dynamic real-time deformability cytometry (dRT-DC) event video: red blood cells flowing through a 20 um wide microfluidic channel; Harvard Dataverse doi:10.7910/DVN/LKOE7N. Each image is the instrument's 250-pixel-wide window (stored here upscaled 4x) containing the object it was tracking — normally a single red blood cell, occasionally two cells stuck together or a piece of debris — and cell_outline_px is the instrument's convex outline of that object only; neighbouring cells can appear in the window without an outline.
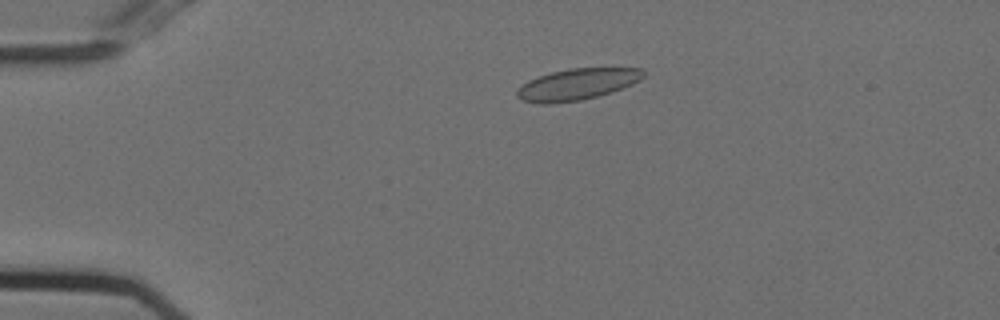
{"species": "Egyptian fruit bat (a non-hibernating species)", "species_latin": "Rousettus aegyptiacus", "temperature_condition": "cold", "stored_images_in_passage": 54, "camera_frame_rate_fps": 3000, "um_per_image_px": 0.085, "animal": {"sex": "female"}, "frame": {"image": 1, "passage_image": 11, "time_ms": 3.333, "image_size_px": [1000, 320], "cell_outline_px": [[644, 76], [640, 80], [632, 84], [596, 96], [580, 100], [552, 104], [540, 104], [520, 100], [516, 96], [516, 92], [520, 84], [528, 80], [552, 72], [568, 68], [644, 68]], "centroid_in_image_um": [49.0, 7.16], "position_along_channel_um": 36.0, "area_um2": 23.06}}
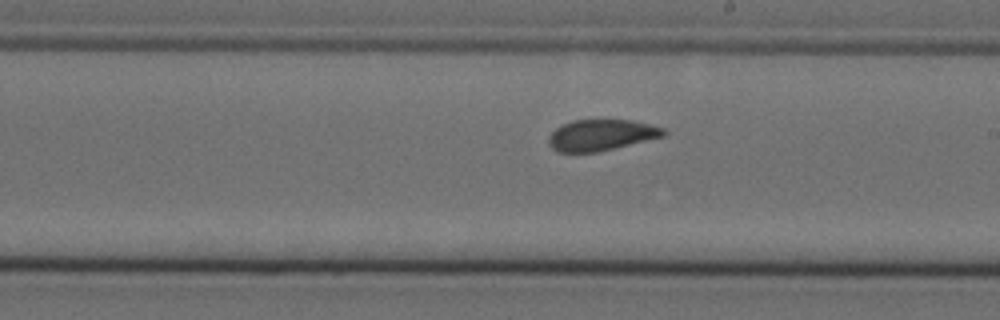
{"frame": {"image": 2, "passage_image": 31, "time_ms": 10.0, "image_size_px": [1000, 320], "cell_outline_px": [[668, 132], [664, 136], [596, 152], [556, 152], [548, 144], [548, 136], [556, 128], [572, 120], [632, 120], [664, 128]], "centroid_in_image_um": [51.08, 11.48], "position_along_channel_um": 237.9, "area_um2": 20.69}}
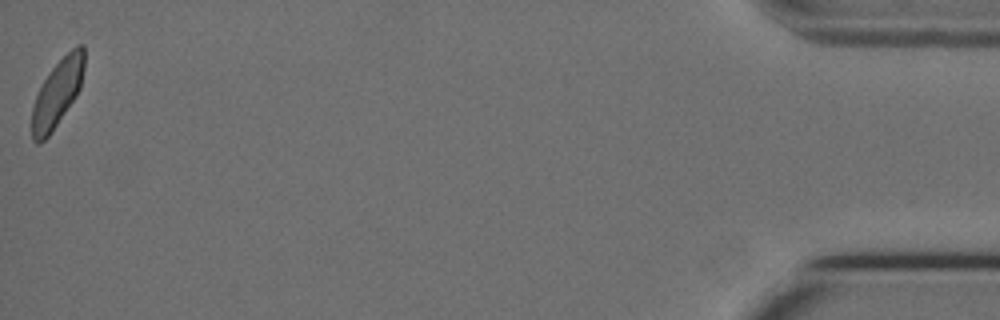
{"frame": {"image": 3, "passage_image": 54, "time_ms": 17.667, "image_size_px": [1000, 320], "cell_outline_px": [[84, 68], [80, 88], [76, 96], [48, 136], [40, 144], [36, 144], [32, 140], [32, 108], [36, 96], [44, 80], [52, 68], [76, 44], [84, 44]], "centroid_in_image_um": [4.88, 7.91], "position_along_channel_um": 430.3, "area_um2": 20.17}, "authors_computed_cell_mechanics": {"area_um2": 21.8484, "velocity_mm_per_s": 3.6998, "shape_relaxation_time_tau1_ms": null, "shape_relaxation_time_tau2_ms": 1.0201, "deformation_change_tau1": null, "deformation_change_tau2": 0.0631}}